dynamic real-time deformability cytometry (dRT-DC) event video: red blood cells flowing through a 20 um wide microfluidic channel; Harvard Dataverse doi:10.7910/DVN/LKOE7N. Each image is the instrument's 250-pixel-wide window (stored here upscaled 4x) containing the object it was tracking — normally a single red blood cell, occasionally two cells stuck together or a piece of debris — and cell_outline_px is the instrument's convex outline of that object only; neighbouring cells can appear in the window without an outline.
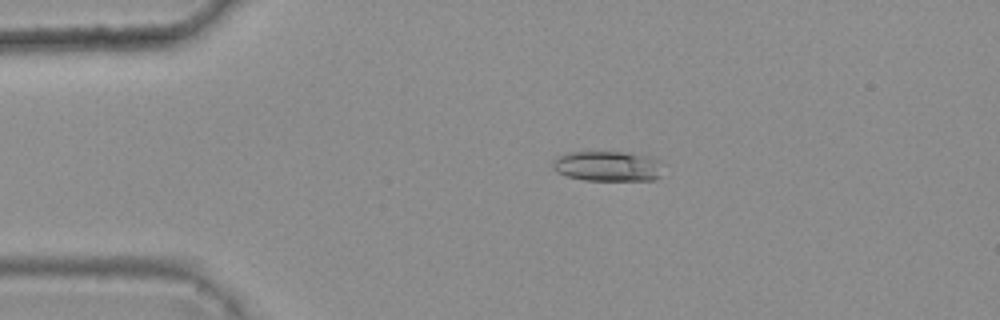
{"species": "common noctule bat (a hibernating species)", "species_latin": "Nyctalus noctula", "temperature_condition": "warm", "stored_images_in_passage": 4, "camera_frame_rate_fps": 3000, "um_per_image_px": 0.085, "animal": {"sex": "female", "body_mass_g": 25.1}, "frame": {"image": 1, "passage_image": 3, "time_ms": 0.667, "image_size_px": [1000, 320], "cell_outline_px": [[660, 176], [652, 180], [584, 180], [568, 176], [556, 172], [552, 168], [552, 160], [556, 156], [568, 152], [624, 152], [652, 156], [660, 160]], "centroid_in_image_um": [51.62, 14.11], "position_along_channel_um": 33.4, "area_um2": 19.59}}